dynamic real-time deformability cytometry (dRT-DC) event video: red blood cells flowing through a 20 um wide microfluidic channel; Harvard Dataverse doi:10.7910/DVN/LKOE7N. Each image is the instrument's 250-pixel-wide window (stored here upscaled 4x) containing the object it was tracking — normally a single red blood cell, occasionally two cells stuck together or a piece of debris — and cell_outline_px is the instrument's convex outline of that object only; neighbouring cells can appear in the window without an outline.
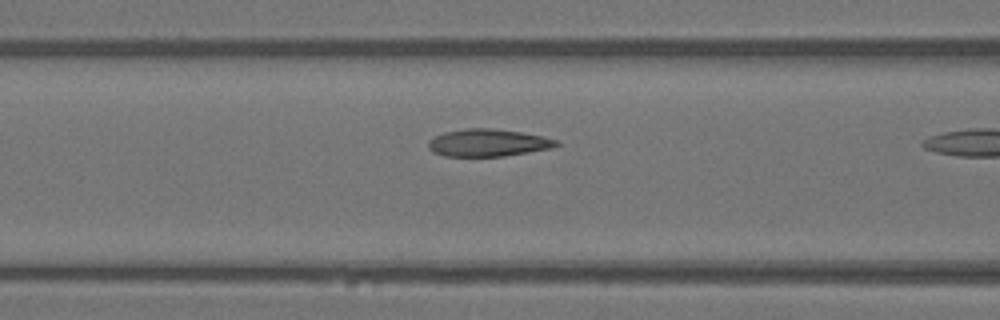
{"species": "Egyptian fruit bat (a non-hibernating species)", "species_latin": "Rousettus aegyptiacus", "temperature_condition": "warm", "stored_images_in_passage": 7, "camera_frame_rate_fps": 3000, "um_per_image_px": 0.085, "animal": {"sex": "female"}, "frame": {"image": 1, "passage_image": 6, "time_ms": 1.667, "image_size_px": [1000, 320], "cell_outline_px": [[560, 144], [552, 148], [504, 156], [444, 156], [432, 152], [428, 148], [428, 140], [444, 132], [468, 128], [492, 128], [520, 132], [560, 140]], "centroid_in_image_um": [41.47, 12.14], "position_along_channel_um": 125.1, "area_um2": 20.4}}